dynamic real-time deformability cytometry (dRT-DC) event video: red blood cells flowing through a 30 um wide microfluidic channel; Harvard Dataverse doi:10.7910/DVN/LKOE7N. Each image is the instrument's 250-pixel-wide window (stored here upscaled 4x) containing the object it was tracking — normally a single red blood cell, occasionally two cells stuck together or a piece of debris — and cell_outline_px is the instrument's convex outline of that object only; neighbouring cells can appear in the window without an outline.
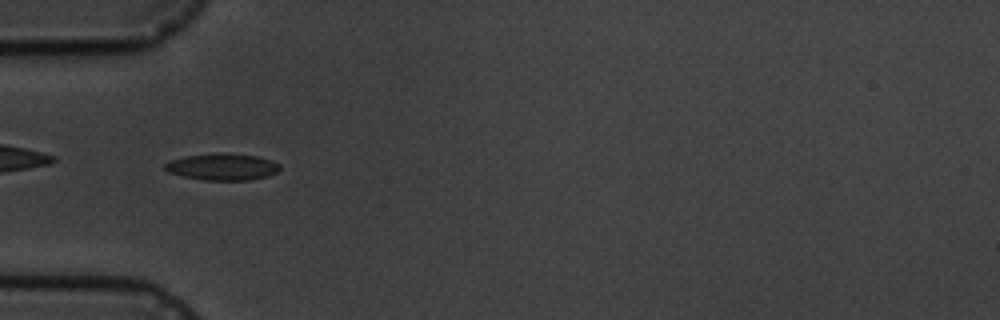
{"species": "common noctule bat (a hibernating species)", "species_latin": "Nyctalus noctula", "temperature_condition": "cold", "stored_images_in_passage": 9, "camera_frame_rate_fps": 3000, "um_per_image_px": 0.085, "animal": {"sex": "male", "body_mass_g": 19.5, "forearm_length_mm": 54.6}, "frame": {"image": 1, "passage_image": 3, "time_ms": 2.333, "image_size_px": [1000, 320], "cell_outline_px": [[280, 168], [276, 172], [268, 176], [248, 180], [204, 180], [184, 176], [168, 172], [164, 168], [164, 164], [168, 160], [184, 156], [216, 152], [224, 152], [256, 156], [272, 160], [280, 164]], "centroid_in_image_um": [18.88, 14.16], "position_along_channel_um": 66.1, "area_um2": 18.09}}
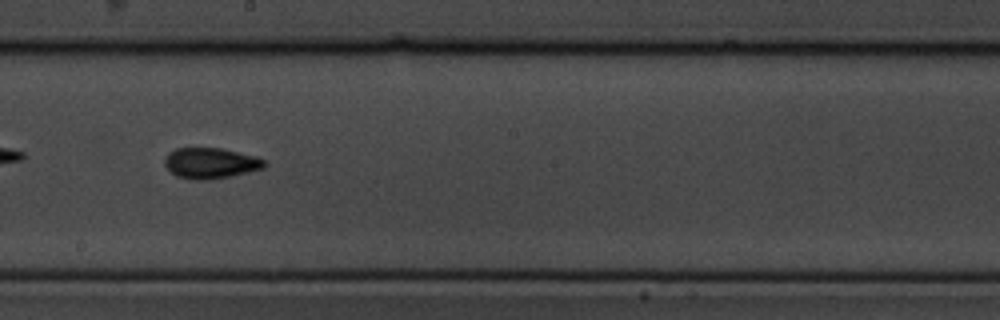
{"frame": {"image": 2, "passage_image": 7, "time_ms": 7.0, "image_size_px": [1000, 320], "cell_outline_px": [[268, 164], [264, 168], [248, 172], [212, 180], [196, 180], [176, 176], [164, 164], [164, 160], [168, 152], [176, 148], [220, 148], [256, 156], [264, 160]], "centroid_in_image_um": [17.91, 13.87], "position_along_channel_um": 230.3, "area_um2": 17.92}}
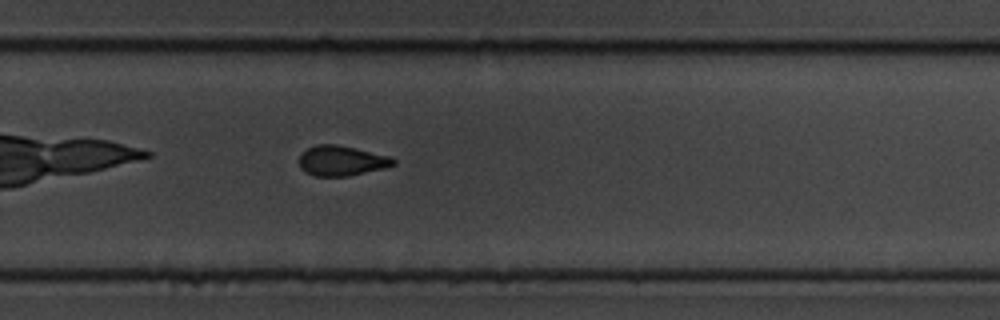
{"frame": {"image": 3, "passage_image": 9, "time_ms": 9.0, "image_size_px": [1000, 320], "cell_outline_px": [[396, 164], [384, 168], [348, 176], [316, 176], [300, 168], [300, 156], [308, 148], [316, 144], [336, 144], [356, 148], [388, 156], [396, 160]], "centroid_in_image_um": [29.05, 13.66], "position_along_channel_um": 300.8, "area_um2": 16.3}}